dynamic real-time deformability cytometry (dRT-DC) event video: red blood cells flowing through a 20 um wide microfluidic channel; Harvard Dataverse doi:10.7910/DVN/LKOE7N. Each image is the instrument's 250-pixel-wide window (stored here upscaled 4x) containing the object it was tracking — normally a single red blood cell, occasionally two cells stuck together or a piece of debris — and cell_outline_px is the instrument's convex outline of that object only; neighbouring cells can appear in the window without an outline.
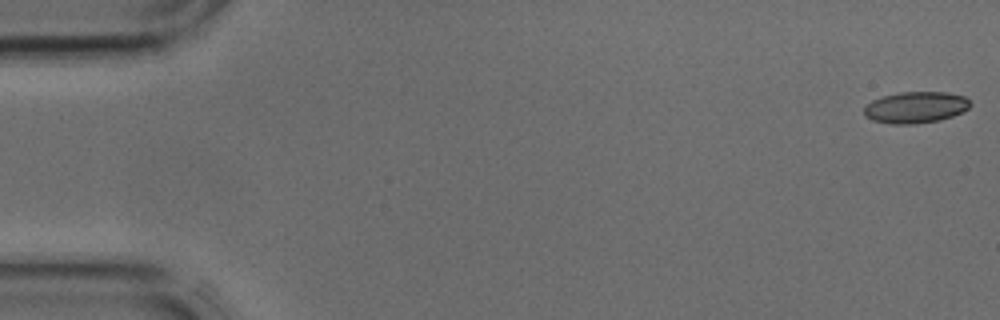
{"species": "common noctule bat (a hibernating species)", "species_latin": "Nyctalus noctula", "temperature_condition": "cold", "stored_images_in_passage": 19, "camera_frame_rate_fps": 3000, "um_per_image_px": 0.085, "animal": {"sex": "male", "body_mass_g": 17.9, "forearm_length_mm": 54.2}, "frame": {"image": 1, "passage_image": 1, "time_ms": 0.0, "image_size_px": [1000, 320], "cell_outline_px": [[972, 104], [964, 112], [940, 120], [912, 124], [892, 124], [872, 120], [864, 116], [864, 108], [872, 100], [880, 96], [900, 92], [948, 92], [964, 96]], "centroid_in_image_um": [77.83, 9.12], "position_along_channel_um": 7.2, "area_um2": 19.59}}
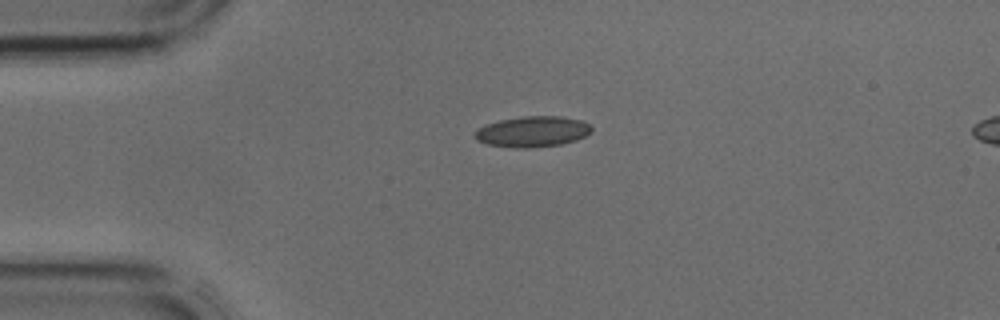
{"frame": {"image": 2, "passage_image": 10, "time_ms": 3.0, "image_size_px": [1000, 320], "cell_outline_px": [[592, 132], [576, 140], [560, 144], [528, 148], [512, 148], [488, 144], [476, 140], [472, 136], [472, 132], [488, 124], [500, 120], [524, 116], [560, 116], [580, 120], [588, 124], [592, 128]], "centroid_in_image_um": [45.23, 11.19], "position_along_channel_um": 39.8, "area_um2": 20.87}}